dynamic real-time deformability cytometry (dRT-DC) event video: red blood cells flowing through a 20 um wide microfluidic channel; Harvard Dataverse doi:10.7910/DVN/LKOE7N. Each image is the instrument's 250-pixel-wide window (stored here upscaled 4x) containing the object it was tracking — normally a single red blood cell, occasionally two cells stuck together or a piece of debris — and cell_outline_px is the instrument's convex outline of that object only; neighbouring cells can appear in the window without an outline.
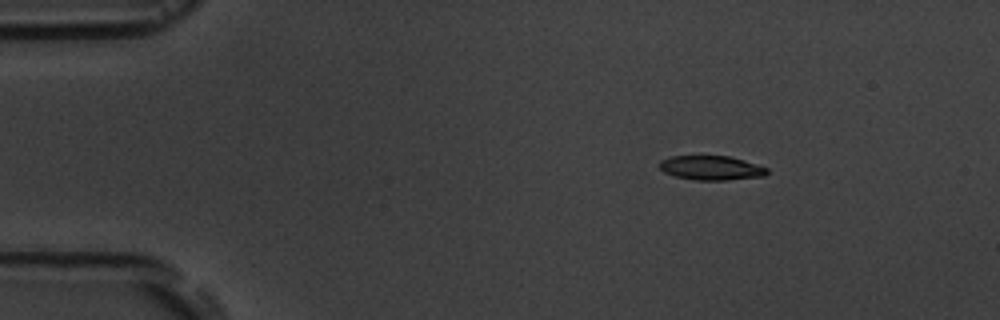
{"species": "common noctule bat (a hibernating species)", "species_latin": "Nyctalus noctula", "temperature_condition": "room temperature", "stored_images_in_passage": 4, "camera_frame_rate_fps": 3000, "um_per_image_px": 0.085, "animal": {"sex": "male", "body_mass_g": 19.5, "forearm_length_mm": 54.6}, "frame": {"image": 1, "passage_image": 1, "time_ms": 0.0, "image_size_px": [1000, 320], "cell_outline_px": [[768, 172], [764, 176], [728, 180], [696, 180], [676, 176], [664, 172], [656, 164], [660, 160], [672, 156], [728, 156], [744, 160], [768, 168]], "centroid_in_image_um": [60.43, 14.27], "position_along_channel_um": 24.6, "area_um2": 15.26}}
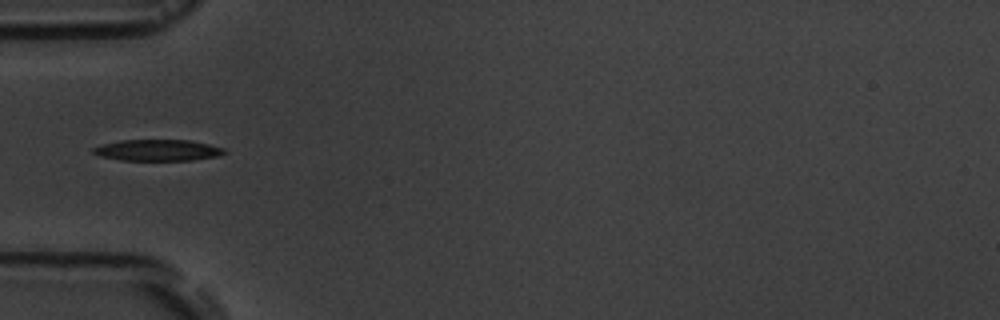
{"frame": {"image": 2, "passage_image": 4, "time_ms": 3.333, "image_size_px": [1000, 320], "cell_outline_px": [[228, 152], [220, 156], [192, 160], [120, 160], [100, 156], [92, 152], [92, 148], [104, 144], [120, 140], [188, 140], [208, 144], [224, 148]], "centroid_in_image_um": [13.44, 12.77], "position_along_channel_um": 71.6, "area_um2": 16.24}}